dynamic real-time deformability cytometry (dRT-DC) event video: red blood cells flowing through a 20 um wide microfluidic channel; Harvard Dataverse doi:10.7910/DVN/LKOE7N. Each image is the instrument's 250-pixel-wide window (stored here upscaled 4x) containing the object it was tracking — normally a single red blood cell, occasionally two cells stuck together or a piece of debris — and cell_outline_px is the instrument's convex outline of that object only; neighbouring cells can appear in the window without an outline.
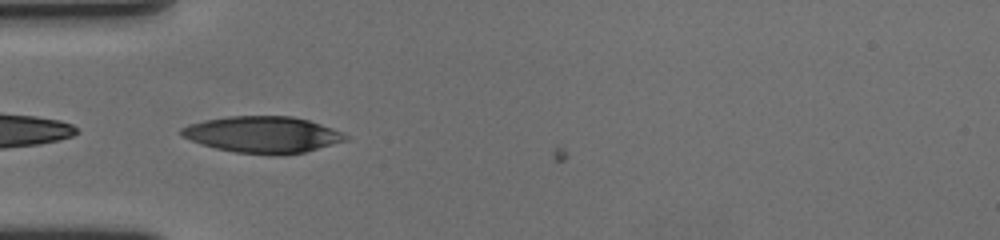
{"species": "human", "species_latin": "Homo sapiens", "temperature_condition": "cold", "stored_images_in_passage": 41, "camera_frame_rate_fps": 3000, "um_per_image_px": 0.085, "donor": {"sex": "female"}, "frame": {"image": 1, "passage_image": 1, "time_ms": 0.0, "image_size_px": [1000, 240], "cell_outline_px": [[348, 140], [304, 152], [280, 156], [236, 152], [216, 148], [200, 144], [180, 136], [180, 128], [188, 124], [204, 120], [228, 116], [292, 116], [308, 120], [344, 132], [348, 136]], "centroid_in_image_um": [22.32, 11.44], "position_along_channel_um": 62.7, "area_um2": 35.08}}
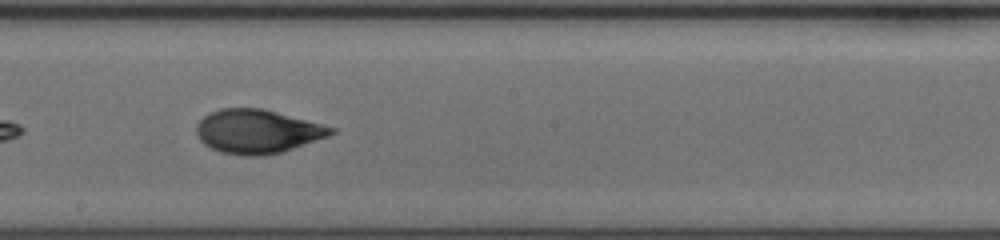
{"frame": {"image": 2, "passage_image": 15, "time_ms": 4.667, "image_size_px": [1000, 240], "cell_outline_px": [[336, 132], [328, 136], [280, 152], [264, 156], [244, 156], [224, 152], [212, 148], [204, 144], [200, 140], [196, 132], [196, 124], [208, 112], [220, 108], [260, 108], [276, 112], [336, 128]], "centroid_in_image_um": [21.84, 11.16], "position_along_channel_um": 226.4, "area_um2": 34.04}}
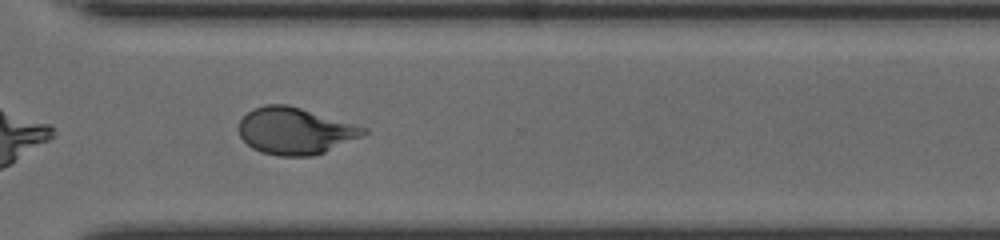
{"frame": {"image": 3, "passage_image": 25, "time_ms": 8.0, "image_size_px": [1000, 240], "cell_outline_px": [[368, 132], [360, 136], [324, 152], [312, 156], [276, 156], [260, 152], [252, 148], [240, 136], [236, 128], [240, 120], [252, 108], [264, 104], [288, 104], [368, 128]], "centroid_in_image_um": [25.02, 11.12], "position_along_channel_um": 345.6, "area_um2": 33.99}, "authors_computed_cell_mechanics": {"area_um2": 33.6974, "velocity_mm_per_s": 3.5697, "shape_relaxation_time_tau1_ms": 5.2611, "shape_relaxation_time_tau2_ms": 1.4141, "deformation_change_tau1": 0.1816, "deformation_change_tau2": 0.0618}}